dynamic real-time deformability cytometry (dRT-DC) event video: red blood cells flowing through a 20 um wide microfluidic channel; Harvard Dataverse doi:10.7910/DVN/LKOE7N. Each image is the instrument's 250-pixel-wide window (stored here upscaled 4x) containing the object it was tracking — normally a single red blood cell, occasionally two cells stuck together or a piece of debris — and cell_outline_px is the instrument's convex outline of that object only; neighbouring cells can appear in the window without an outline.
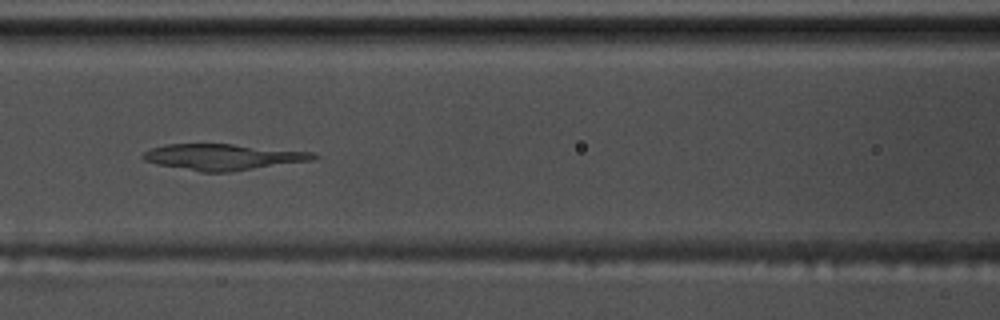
{"species": "common noctule bat (a hibernating species)", "species_latin": "Nyctalus noctula", "temperature_condition": "warm", "stored_images_in_passage": 42, "camera_frame_rate_fps": 3000, "um_per_image_px": 0.085, "animal": {"sex": "male", "body_mass_g": 17.5, "forearm_length_mm": 52.3}, "frame": {"image": 1, "passage_image": 11, "time_ms": 3.333, "image_size_px": [1000, 320], "cell_outline_px": [[320, 156], [312, 160], [228, 172], [200, 172], [156, 164], [144, 160], [140, 156], [144, 152], [152, 148], [164, 144], [232, 144], [312, 152]], "centroid_in_image_um": [18.9, 13.34], "position_along_channel_um": 147.7, "area_um2": 25.72}}
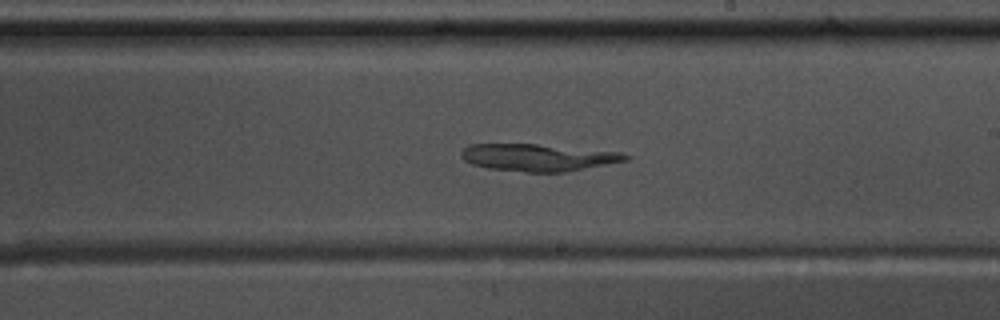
{"frame": {"image": 2, "passage_image": 19, "time_ms": 6.0, "image_size_px": [1000, 320], "cell_outline_px": [[632, 156], [628, 160], [564, 172], [524, 172], [488, 168], [472, 164], [464, 160], [460, 156], [460, 152], [468, 144], [536, 144], [620, 152]], "centroid_in_image_um": [45.7, 13.38], "position_along_channel_um": 243.3, "area_um2": 25.89}}
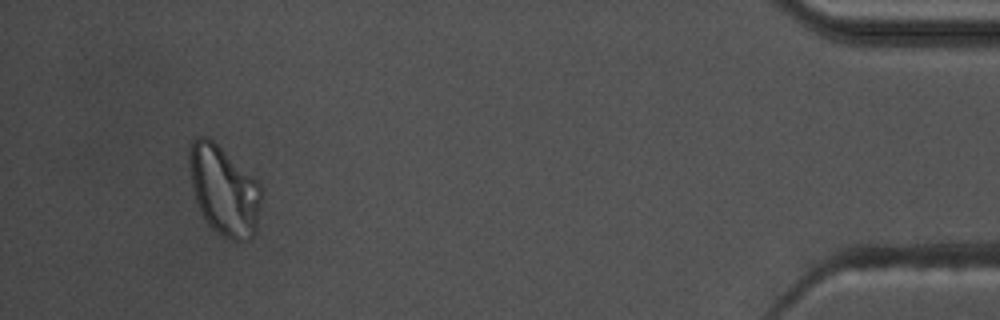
{"frame": {"image": 3, "passage_image": 39, "time_ms": 12.667, "image_size_px": [1000, 320], "cell_outline_px": [[264, 192], [256, 232], [248, 240], [232, 240], [216, 232], [208, 224], [200, 212], [192, 188], [188, 160], [188, 156], [192, 140], [196, 136], [208, 136], [256, 180], [260, 184]], "centroid_in_image_um": [19.05, 16.2], "position_along_channel_um": 416.2, "area_um2": 37.74}}